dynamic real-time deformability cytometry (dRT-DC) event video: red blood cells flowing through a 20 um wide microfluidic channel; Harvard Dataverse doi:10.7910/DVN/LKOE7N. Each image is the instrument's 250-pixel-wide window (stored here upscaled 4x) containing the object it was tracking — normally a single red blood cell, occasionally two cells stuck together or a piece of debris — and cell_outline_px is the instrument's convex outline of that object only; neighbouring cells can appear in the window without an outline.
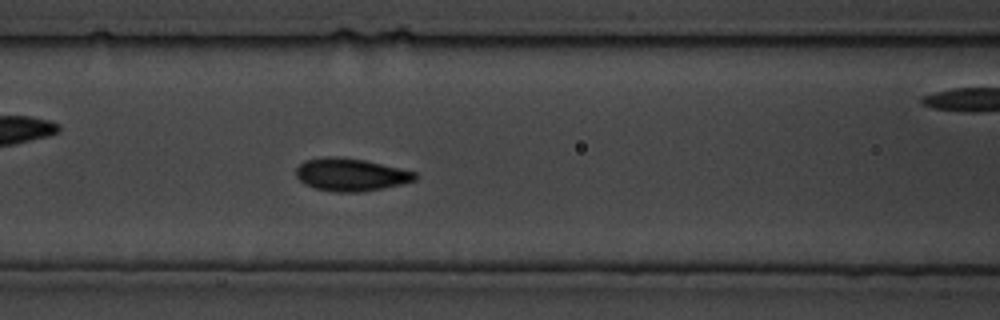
{"species": "common noctule bat (a hibernating species)", "species_latin": "Nyctalus noctula", "temperature_condition": "cold", "stored_images_in_passage": 116, "camera_frame_rate_fps": 3000, "um_per_image_px": 0.085, "animal": {"sex": "male", "body_mass_g": 19.5, "forearm_length_mm": 54.6}, "frame": {"image": 1, "passage_image": 45, "time_ms": 14.667, "image_size_px": [1000, 320], "cell_outline_px": [[416, 180], [400, 184], [360, 192], [336, 192], [316, 188], [304, 184], [296, 176], [296, 168], [304, 160], [324, 156], [336, 156], [364, 160], [400, 168], [416, 172]], "centroid_in_image_um": [29.78, 14.83], "position_along_channel_um": 136.8, "area_um2": 22.54}}
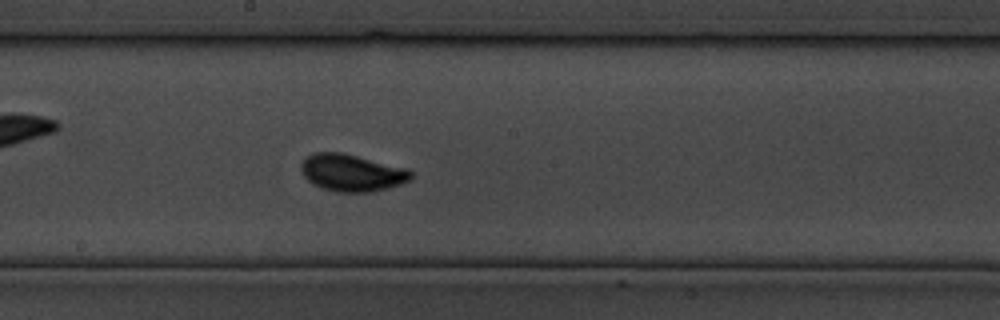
{"frame": {"image": 2, "passage_image": 60, "time_ms": 19.667, "image_size_px": [1000, 320], "cell_outline_px": [[412, 180], [388, 188], [368, 192], [340, 192], [324, 188], [312, 184], [300, 172], [300, 164], [304, 156], [312, 152], [344, 152], [408, 168], [412, 172]], "centroid_in_image_um": [29.89, 14.66], "position_along_channel_um": 218.3, "area_um2": 24.16}}
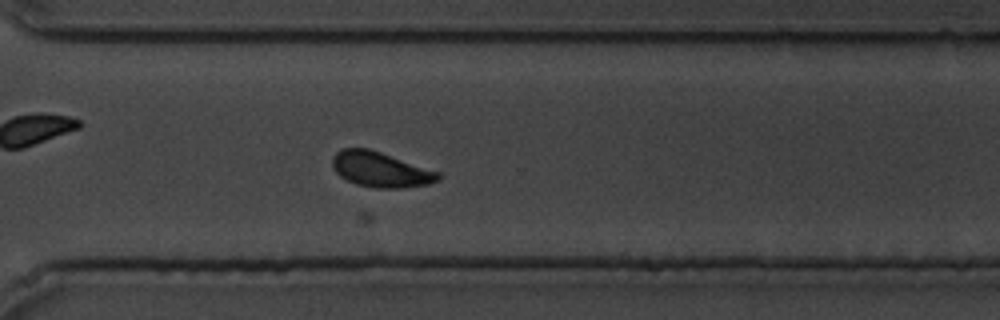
{"frame": {"image": 3, "passage_image": 82, "time_ms": 27.0, "image_size_px": [1000, 320], "cell_outline_px": [[440, 180], [428, 184], [404, 188], [376, 188], [356, 184], [340, 176], [336, 172], [332, 164], [332, 156], [336, 152], [344, 148], [368, 148], [440, 172]], "centroid_in_image_um": [32.35, 14.41], "position_along_channel_um": 338.3, "area_um2": 21.62}}